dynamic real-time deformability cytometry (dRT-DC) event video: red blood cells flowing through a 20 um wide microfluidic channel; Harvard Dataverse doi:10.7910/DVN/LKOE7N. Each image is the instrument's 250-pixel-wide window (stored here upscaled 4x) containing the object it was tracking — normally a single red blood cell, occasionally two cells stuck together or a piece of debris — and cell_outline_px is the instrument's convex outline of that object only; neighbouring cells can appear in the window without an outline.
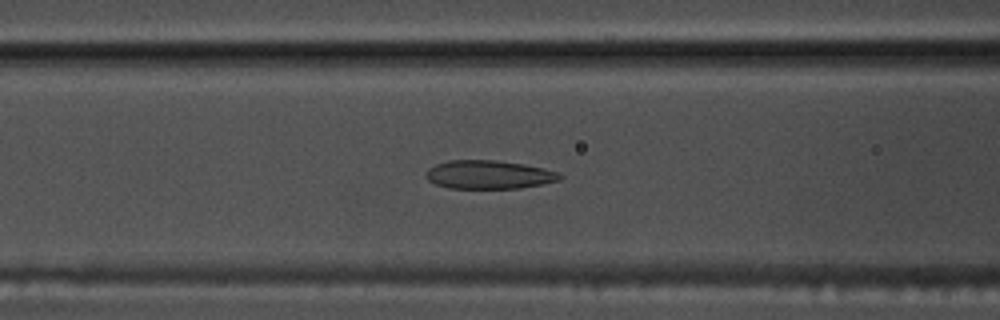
{"species": "common noctule bat (a hibernating species)", "species_latin": "Nyctalus noctula", "temperature_condition": "warm", "stored_images_in_passage": 46, "camera_frame_rate_fps": 3000, "um_per_image_px": 0.085, "animal": {"sex": "male", "body_mass_g": 17.5, "forearm_length_mm": 52.3}, "frame": {"image": 1, "passage_image": 14, "time_ms": 4.333, "image_size_px": [1000, 320], "cell_outline_px": [[564, 176], [560, 180], [520, 188], [448, 188], [436, 184], [428, 180], [424, 176], [428, 168], [436, 164], [448, 160], [496, 160], [524, 164], [544, 168], [556, 172]], "centroid_in_image_um": [41.53, 14.84], "position_along_channel_um": 125.1, "area_um2": 22.25}}
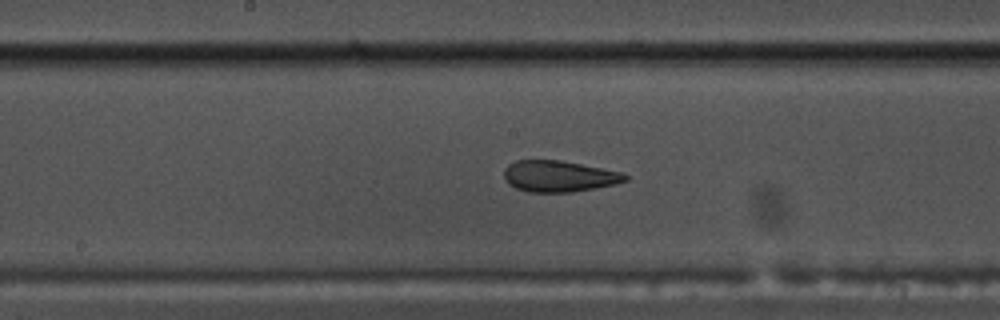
{"frame": {"image": 2, "passage_image": 20, "time_ms": 6.333, "image_size_px": [1000, 320], "cell_outline_px": [[628, 180], [616, 184], [596, 188], [572, 192], [528, 192], [516, 188], [508, 184], [504, 176], [504, 168], [508, 164], [516, 160], [556, 160], [580, 164], [624, 172], [628, 176]], "centroid_in_image_um": [47.52, 14.98], "position_along_channel_um": 200.7, "area_um2": 22.14}}
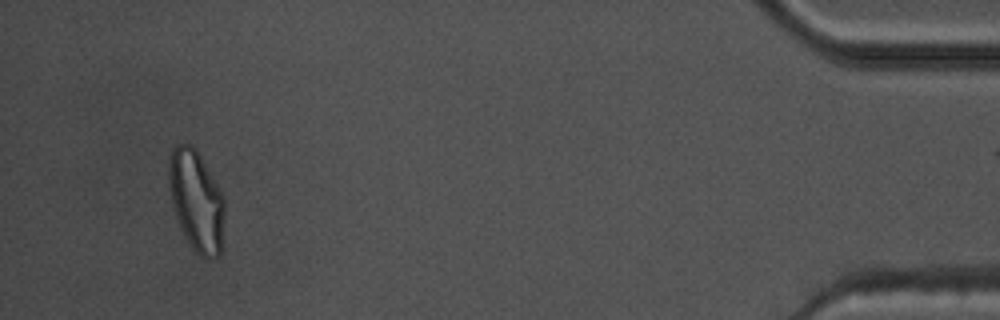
{"frame": {"image": 3, "passage_image": 43, "time_ms": 14.0, "image_size_px": [1000, 320], "cell_outline_px": [[224, 216], [220, 256], [208, 260], [204, 260], [192, 248], [180, 228], [172, 204], [168, 184], [168, 156], [172, 148], [176, 144], [192, 144], [196, 148], [224, 196]], "centroid_in_image_um": [16.68, 17.06], "position_along_channel_um": 418.5, "area_um2": 33.18}, "authors_computed_cell_mechanics": {"area_um2": 23.8136, "velocity_mm_per_s": 3.7988, "shape_relaxation_time_tau1_ms": 7.0498, "shape_relaxation_time_tau2_ms": 1.7395, "deformation_change_tau1": 0.1971, "deformation_change_tau2": 0.085}}